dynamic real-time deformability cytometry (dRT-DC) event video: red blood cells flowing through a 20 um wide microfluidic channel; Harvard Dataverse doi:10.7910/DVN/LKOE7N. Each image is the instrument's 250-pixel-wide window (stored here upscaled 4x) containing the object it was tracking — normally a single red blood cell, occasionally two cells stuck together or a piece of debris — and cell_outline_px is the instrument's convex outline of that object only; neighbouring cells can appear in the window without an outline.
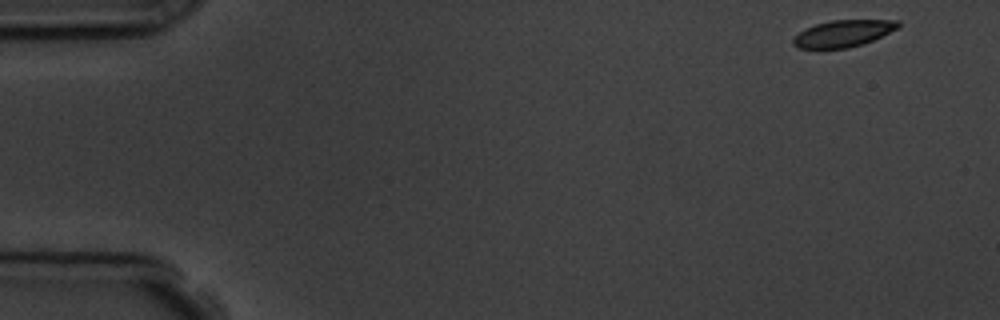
{"species": "common noctule bat (a hibernating species)", "species_latin": "Nyctalus noctula", "temperature_condition": "room temperature", "stored_images_in_passage": 10, "camera_frame_rate_fps": 3000, "um_per_image_px": 0.085, "animal": {"sex": "male", "body_mass_g": 19.5, "forearm_length_mm": 54.6}, "frame": {"image": 1, "passage_image": 1, "time_ms": 0.0, "image_size_px": [1000, 320], "cell_outline_px": [[900, 28], [864, 44], [848, 48], [796, 48], [792, 44], [792, 40], [804, 28], [816, 24], [832, 20], [900, 20]], "centroid_in_image_um": [71.7, 2.84], "position_along_channel_um": 13.3, "area_um2": 16.47}}
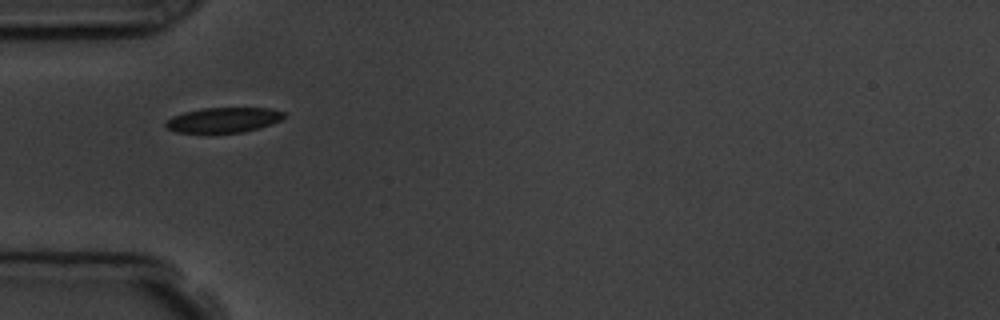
{"frame": {"image": 2, "passage_image": 5, "time_ms": 4.667, "image_size_px": [1000, 320], "cell_outline_px": [[288, 116], [272, 124], [260, 128], [244, 132], [176, 132], [164, 128], [164, 124], [172, 116], [184, 112], [200, 108], [272, 108], [288, 112]], "centroid_in_image_um": [19.05, 10.18], "position_along_channel_um": 65.9, "area_um2": 17.51}}
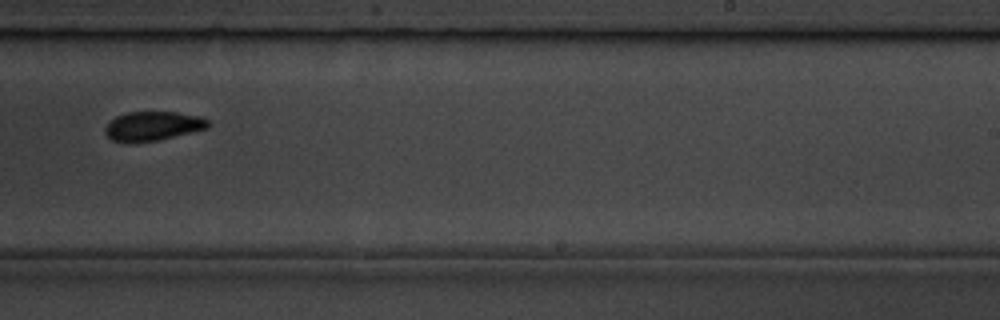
{"frame": {"image": 3, "passage_image": 10, "time_ms": 10.333, "image_size_px": [1000, 320], "cell_outline_px": [[212, 124], [208, 128], [156, 140], [128, 144], [112, 140], [104, 132], [104, 128], [116, 116], [128, 112], [176, 112], [200, 116], [208, 120]], "centroid_in_image_um": [12.98, 10.72], "position_along_channel_um": 276.0, "area_um2": 17.57}}